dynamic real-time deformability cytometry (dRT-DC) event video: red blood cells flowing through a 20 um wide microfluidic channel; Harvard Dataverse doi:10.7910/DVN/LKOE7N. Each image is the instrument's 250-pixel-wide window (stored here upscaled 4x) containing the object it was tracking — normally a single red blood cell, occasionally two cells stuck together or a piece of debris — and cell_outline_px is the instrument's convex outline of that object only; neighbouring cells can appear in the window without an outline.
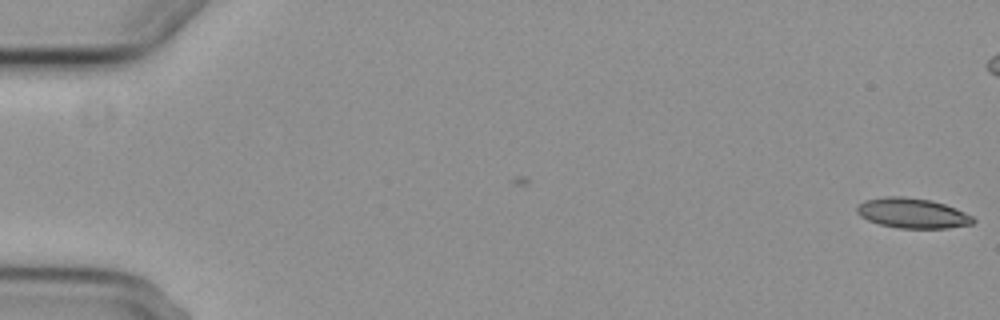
{"species": "common noctule bat (a hibernating species)", "species_latin": "Nyctalus noctula", "temperature_condition": "cold", "stored_images_in_passage": 2, "camera_frame_rate_fps": 3000, "um_per_image_px": 0.085, "animal": {"sex": "female", "body_mass_g": 29.2, "forearm_length_mm": 56.3}, "frame": {"image": 1, "passage_image": 2, "time_ms": 1.333, "image_size_px": [1000, 320], "cell_outline_px": [[976, 220], [972, 224], [948, 228], [900, 228], [880, 224], [868, 220], [860, 216], [856, 212], [856, 208], [864, 200], [888, 196], [900, 196], [932, 200], [956, 208], [972, 216]], "centroid_in_image_um": [77.56, 18.12], "position_along_channel_um": 7.4, "area_um2": 20.29}}